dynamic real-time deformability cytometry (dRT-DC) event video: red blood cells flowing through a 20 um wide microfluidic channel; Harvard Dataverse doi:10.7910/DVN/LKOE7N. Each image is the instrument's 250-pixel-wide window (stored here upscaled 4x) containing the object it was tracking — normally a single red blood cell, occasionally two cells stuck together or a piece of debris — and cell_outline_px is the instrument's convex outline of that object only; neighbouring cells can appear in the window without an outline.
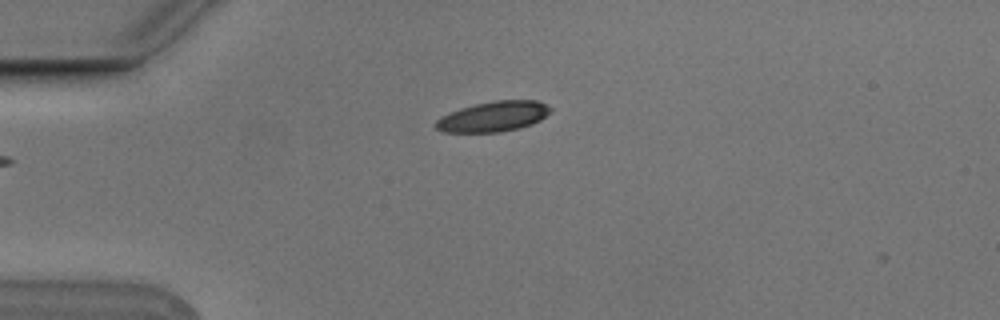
{"species": "Egyptian fruit bat (a non-hibernating species)", "species_latin": "Rousettus aegyptiacus", "temperature_condition": "cold", "stored_images_in_passage": 7, "camera_frame_rate_fps": 3000, "um_per_image_px": 0.085, "animal": {"sex": "male"}, "frame": {"image": 1, "passage_image": 6, "time_ms": 1.667, "image_size_px": [1000, 320], "cell_outline_px": [[552, 108], [540, 120], [532, 124], [520, 128], [500, 132], [444, 132], [436, 128], [436, 120], [440, 116], [460, 108], [492, 100], [536, 100]], "centroid_in_image_um": [41.91, 9.9], "position_along_channel_um": 43.1, "area_um2": 20.11}}